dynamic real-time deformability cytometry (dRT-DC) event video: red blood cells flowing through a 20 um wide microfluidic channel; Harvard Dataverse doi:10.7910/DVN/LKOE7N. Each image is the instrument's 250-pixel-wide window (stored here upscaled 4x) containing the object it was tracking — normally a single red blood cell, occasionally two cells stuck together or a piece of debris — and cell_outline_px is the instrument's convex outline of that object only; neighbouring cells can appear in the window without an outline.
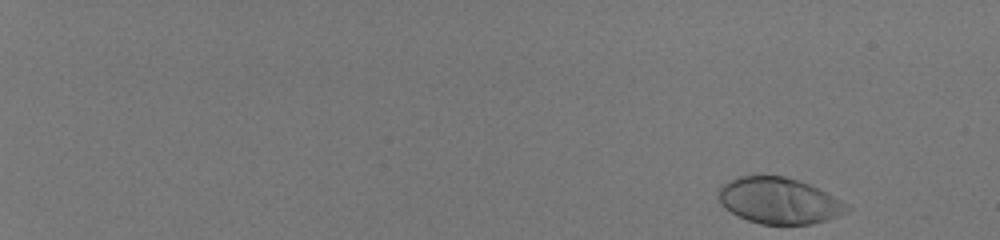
{"species": "human", "species_latin": "Homo sapiens", "temperature_condition": "room temperature", "stored_images_in_passage": 51, "camera_frame_rate_fps": 3000, "um_per_image_px": 0.085, "donor": {"sex": "male"}, "frame": {"image": 1, "passage_image": 1, "time_ms": 0.0, "image_size_px": [1000, 240], "cell_outline_px": [[852, 208], [848, 212], [828, 220], [812, 224], [760, 224], [748, 220], [724, 208], [720, 204], [716, 196], [720, 188], [724, 184], [740, 176], [784, 176], [808, 184], [848, 204]], "centroid_in_image_um": [66.21, 17.08], "position_along_channel_um": 18.8, "area_um2": 34.28}}
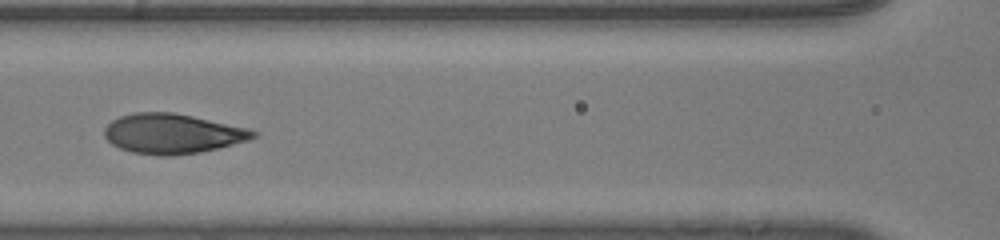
{"frame": {"image": 2, "passage_image": 27, "time_ms": 8.667, "image_size_px": [1000, 240], "cell_outline_px": [[260, 132], [256, 136], [248, 140], [200, 152], [172, 156], [160, 156], [132, 152], [120, 148], [112, 144], [104, 136], [104, 128], [112, 120], [120, 116], [136, 112], [172, 112], [192, 116], [248, 128]], "centroid_in_image_um": [14.64, 11.36], "position_along_channel_um": 152.0, "area_um2": 34.45}}
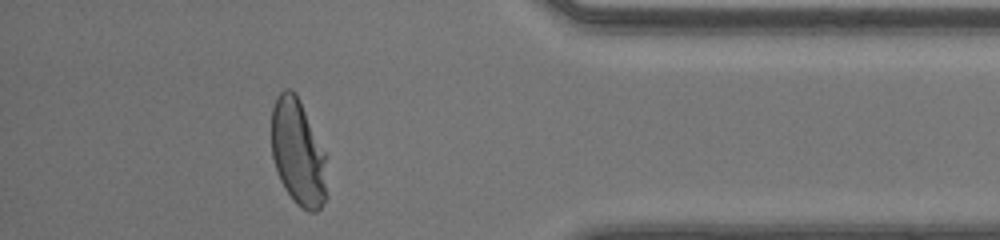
{"frame": {"image": 3, "passage_image": 47, "time_ms": 15.333, "image_size_px": [1000, 240], "cell_outline_px": [[328, 196], [320, 208], [316, 212], [308, 212], [300, 208], [292, 200], [284, 188], [280, 180], [272, 156], [272, 108], [276, 96], [284, 88], [292, 88], [296, 92], [300, 100], [324, 152]], "centroid_in_image_um": [25.33, 12.99], "position_along_channel_um": 409.9, "area_um2": 34.56}, "authors_computed_cell_mechanics": {"area_um2": 34.2754, "velocity_mm_per_s": 4.1271, "shape_relaxation_time_tau1_ms": 3.4677, "shape_relaxation_time_tau2_ms": null, "deformation_change_tau1": 0.2116, "deformation_change_tau2": null}}